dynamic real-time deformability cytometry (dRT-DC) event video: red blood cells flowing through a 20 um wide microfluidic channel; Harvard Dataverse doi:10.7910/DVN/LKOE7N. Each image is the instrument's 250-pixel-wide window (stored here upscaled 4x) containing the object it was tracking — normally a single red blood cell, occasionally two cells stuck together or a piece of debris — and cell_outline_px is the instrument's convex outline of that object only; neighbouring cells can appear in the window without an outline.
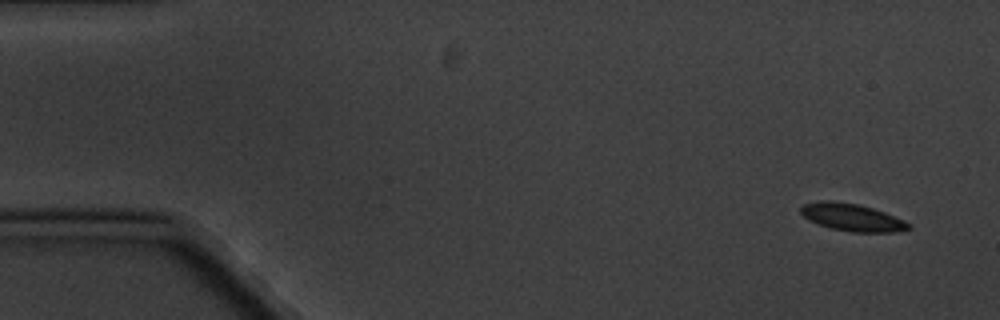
{"species": "common noctule bat (a hibernating species)", "species_latin": "Nyctalus noctula", "temperature_condition": "cold", "stored_images_in_passage": 6, "camera_frame_rate_fps": 3000, "um_per_image_px": 0.085, "animal": {"sex": "male", "body_mass_g": 20.1, "forearm_length_mm": 53.5}, "frame": {"image": 1, "passage_image": 1, "time_ms": 0.0, "image_size_px": [1000, 320], "cell_outline_px": [[912, 228], [896, 232], [852, 232], [832, 228], [808, 220], [800, 212], [800, 208], [804, 204], [820, 200], [828, 200], [856, 204], [872, 208], [884, 212], [904, 220], [912, 224]], "centroid_in_image_um": [72.45, 18.48], "position_along_channel_um": 12.6, "area_um2": 17.11}}
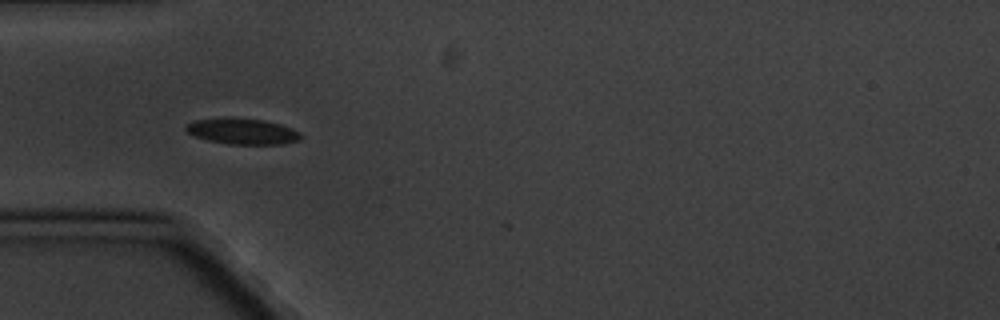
{"frame": {"image": 2, "passage_image": 5, "time_ms": 5.0, "image_size_px": [1000, 320], "cell_outline_px": [[300, 140], [284, 144], [228, 144], [208, 140], [192, 136], [184, 128], [188, 124], [196, 120], [232, 116], [264, 120], [280, 124], [300, 132]], "centroid_in_image_um": [20.58, 11.15], "position_along_channel_um": 64.4, "area_um2": 17.51}}